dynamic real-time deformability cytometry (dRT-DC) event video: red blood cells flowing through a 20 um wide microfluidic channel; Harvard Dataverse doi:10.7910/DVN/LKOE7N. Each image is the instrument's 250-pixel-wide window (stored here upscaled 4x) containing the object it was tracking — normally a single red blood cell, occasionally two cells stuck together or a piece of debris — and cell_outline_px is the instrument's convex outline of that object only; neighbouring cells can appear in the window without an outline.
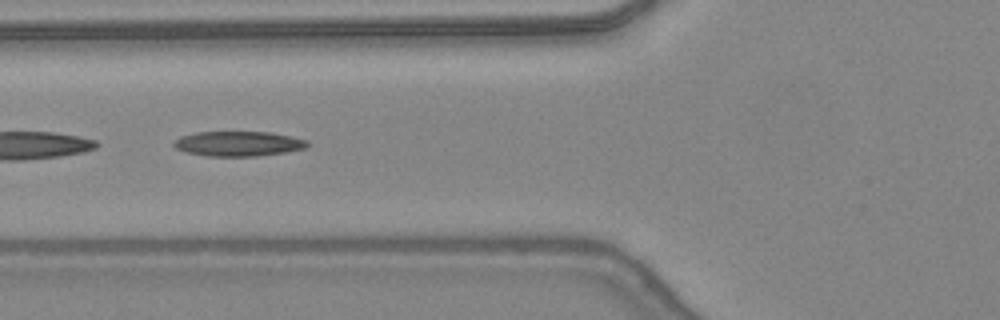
{"species": "common noctule bat (a hibernating species)", "species_latin": "Nyctalus noctula", "temperature_condition": "warm", "stored_images_in_passage": 46, "camera_frame_rate_fps": 3000, "um_per_image_px": 0.085, "animal": {"sex": "female", "body_mass_g": 24.6, "forearm_length_mm": 56.2}, "frame": {"image": 1, "passage_image": 18, "time_ms": 5.667, "image_size_px": [1000, 320], "cell_outline_px": [[308, 144], [304, 148], [288, 152], [256, 156], [208, 156], [184, 152], [176, 148], [172, 144], [180, 136], [196, 132], [272, 132], [292, 136], [308, 140]], "centroid_in_image_um": [20.26, 12.21], "position_along_channel_um": 105.5, "area_um2": 19.48}}
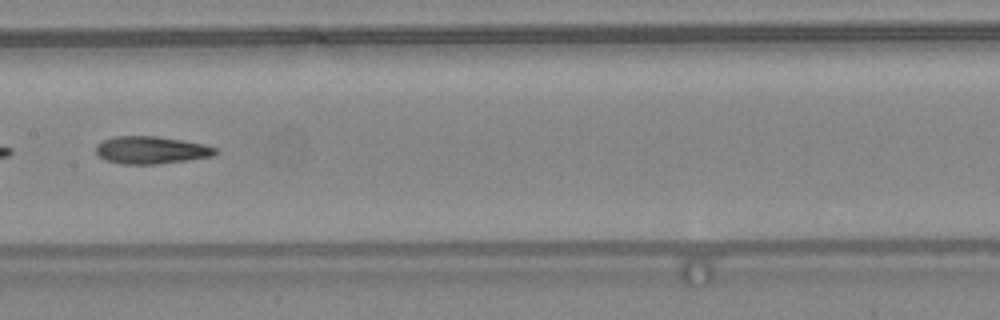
{"frame": {"image": 2, "passage_image": 24, "time_ms": 7.667, "image_size_px": [1000, 320], "cell_outline_px": [[220, 152], [212, 156], [188, 160], [156, 164], [120, 164], [104, 160], [96, 152], [96, 144], [104, 140], [116, 136], [156, 136], [204, 144], [216, 148]], "centroid_in_image_um": [12.84, 12.76], "position_along_channel_um": 194.6, "area_um2": 19.13}}
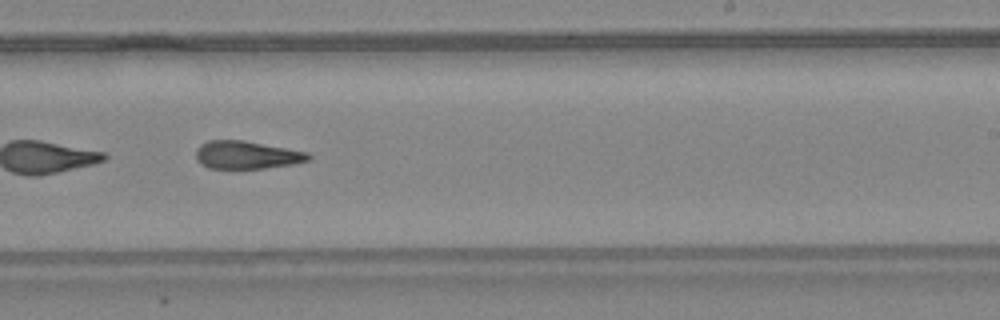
{"frame": {"image": 3, "passage_image": 29, "time_ms": 9.333, "image_size_px": [1000, 320], "cell_outline_px": [[312, 160], [292, 164], [264, 168], [232, 172], [208, 168], [200, 164], [196, 160], [196, 148], [200, 144], [208, 140], [244, 140], [308, 152], [312, 156]], "centroid_in_image_um": [20.92, 13.22], "position_along_channel_um": 268.1, "area_um2": 19.25}, "authors_computed_cell_mechanics": {"area_um2": 19.4208, "velocity_mm_per_s": 4.4254, "shape_relaxation_time_tau1_ms": null, "shape_relaxation_time_tau2_ms": 4.1051, "deformation_change_tau1": null, "deformation_change_tau2": 0.1579}}